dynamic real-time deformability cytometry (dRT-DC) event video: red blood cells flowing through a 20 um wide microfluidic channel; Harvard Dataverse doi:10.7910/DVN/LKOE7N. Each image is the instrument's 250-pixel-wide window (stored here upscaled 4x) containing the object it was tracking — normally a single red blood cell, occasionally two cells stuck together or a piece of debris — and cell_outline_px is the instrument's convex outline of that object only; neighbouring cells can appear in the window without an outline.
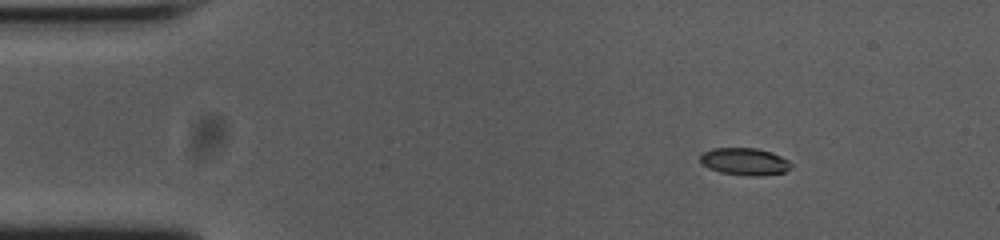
{"species": "common noctule bat (a hibernating species)", "species_latin": "Nyctalus noctula", "temperature_condition": "cold", "stored_images_in_passage": 48, "camera_frame_rate_fps": 3000, "um_per_image_px": 0.085, "animal": {"sex": "female", "body_mass_g": 23.0, "forearm_length_mm": 53.4}, "frame": {"image": 1, "passage_image": 1, "time_ms": 0.0, "image_size_px": [1000, 240], "cell_outline_px": [[792, 168], [784, 172], [756, 176], [752, 176], [720, 172], [708, 168], [700, 160], [700, 156], [704, 152], [712, 148], [756, 148], [772, 152], [788, 160], [792, 164]], "centroid_in_image_um": [63.32, 13.72], "position_along_channel_um": 21.7, "area_um2": 14.33}}
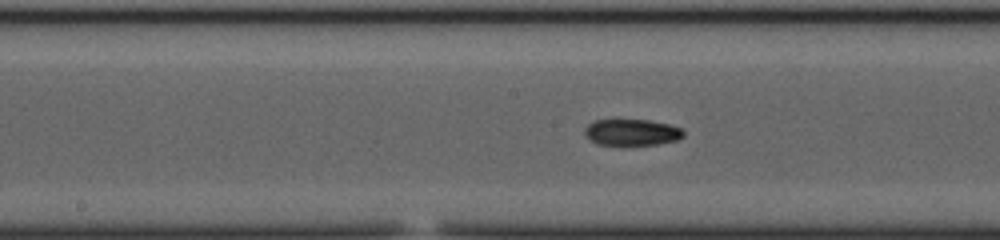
{"frame": {"image": 2, "passage_image": 21, "time_ms": 6.667, "image_size_px": [1000, 240], "cell_outline_px": [[684, 136], [676, 140], [656, 144], [624, 148], [620, 148], [596, 144], [584, 136], [584, 128], [588, 124], [596, 120], [648, 120], [668, 124], [680, 128], [684, 132]], "centroid_in_image_um": [53.63, 11.3], "position_along_channel_um": 194.6, "area_um2": 15.9}}
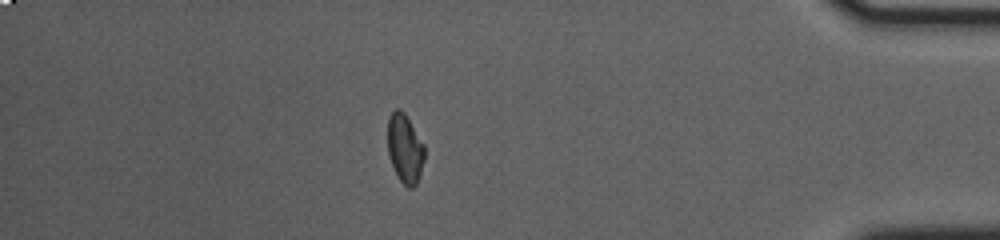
{"frame": {"image": 3, "passage_image": 41, "time_ms": 13.333, "image_size_px": [1000, 240], "cell_outline_px": [[424, 160], [416, 184], [412, 188], [408, 188], [400, 180], [388, 156], [388, 116], [396, 108], [400, 108], [404, 112], [424, 144]], "centroid_in_image_um": [34.41, 12.59], "position_along_channel_um": 400.8, "area_um2": 14.68}, "authors_computed_cell_mechanics": {"area_um2": 15.1725, "velocity_mm_per_s": 3.7488, "shape_relaxation_time_tau1_ms": null, "shape_relaxation_time_tau2_ms": 5.9357, "deformation_change_tau1": null, "deformation_change_tau2": 0.0988}}